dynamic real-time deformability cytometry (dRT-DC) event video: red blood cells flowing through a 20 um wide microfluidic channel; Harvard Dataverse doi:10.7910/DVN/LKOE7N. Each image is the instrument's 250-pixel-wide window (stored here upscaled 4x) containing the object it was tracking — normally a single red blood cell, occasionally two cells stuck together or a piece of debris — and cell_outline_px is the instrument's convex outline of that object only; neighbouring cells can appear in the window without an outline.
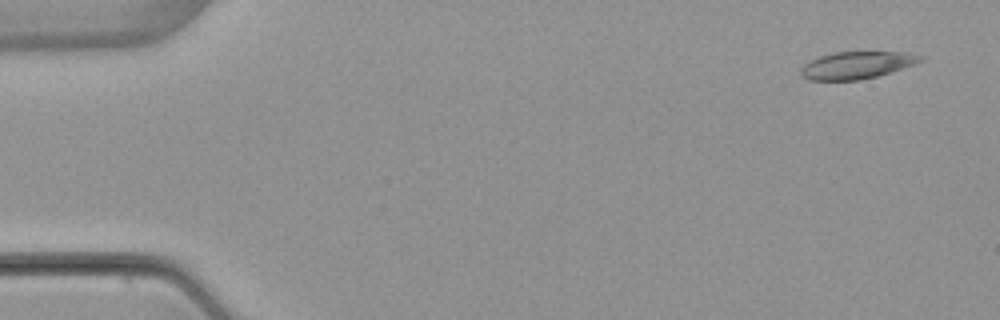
{"species": "common noctule bat (a hibernating species)", "species_latin": "Nyctalus noctula", "temperature_condition": "warm", "stored_images_in_passage": 4, "camera_frame_rate_fps": 3000, "um_per_image_px": 0.085, "animal": {"sex": "female", "body_mass_g": 22.7, "forearm_length_mm": 54.2}, "frame": {"image": 1, "passage_image": 1, "time_ms": 0.0, "image_size_px": [1000, 320], "cell_outline_px": [[924, 60], [876, 76], [860, 80], [808, 80], [800, 76], [800, 68], [804, 64], [820, 56], [832, 52], [904, 52], [924, 56]], "centroid_in_image_um": [72.76, 5.54], "position_along_channel_um": 12.2, "area_um2": 18.79}}
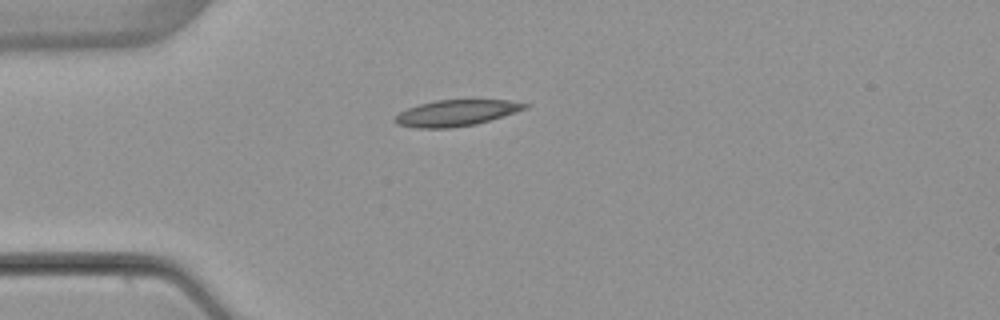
{"frame": {"image": 2, "passage_image": 4, "time_ms": 3.667, "image_size_px": [1000, 320], "cell_outline_px": [[532, 104], [528, 108], [516, 112], [476, 124], [452, 128], [416, 128], [396, 124], [392, 120], [400, 112], [408, 108], [420, 104], [436, 100], [508, 100]], "centroid_in_image_um": [38.79, 9.6], "position_along_channel_um": 46.2, "area_um2": 19.83}}